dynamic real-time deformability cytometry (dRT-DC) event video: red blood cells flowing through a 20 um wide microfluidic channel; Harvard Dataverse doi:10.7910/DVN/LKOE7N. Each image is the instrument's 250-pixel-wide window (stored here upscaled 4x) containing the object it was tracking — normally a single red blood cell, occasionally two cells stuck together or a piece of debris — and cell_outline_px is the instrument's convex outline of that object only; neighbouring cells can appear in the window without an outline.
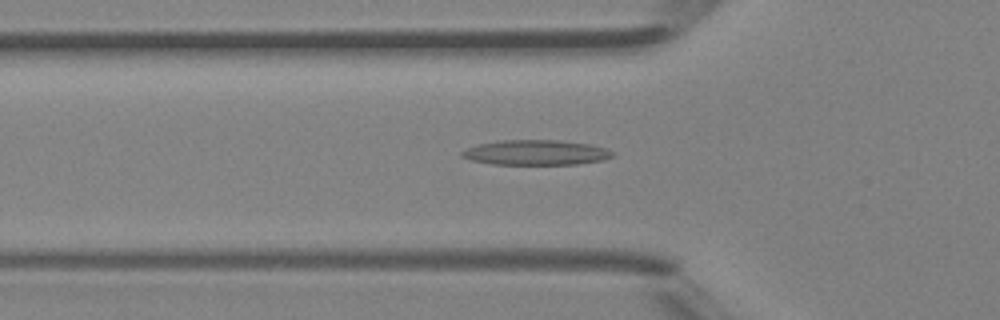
{"species": "Egyptian fruit bat (a non-hibernating species)", "species_latin": "Rousettus aegyptiacus", "temperature_condition": "room temperature", "stored_images_in_passage": 25, "camera_frame_rate_fps": 3000, "um_per_image_px": 0.085, "animal": {"sex": "female"}, "frame": {"image": 1, "passage_image": 3, "time_ms": 0.667, "image_size_px": [1000, 320], "cell_outline_px": [[612, 156], [604, 160], [576, 164], [492, 164], [472, 160], [460, 156], [460, 152], [468, 148], [480, 144], [500, 140], [556, 140], [588, 144], [604, 148], [612, 152]], "centroid_in_image_um": [45.52, 12.97], "position_along_channel_um": 80.3, "area_um2": 21.68}}
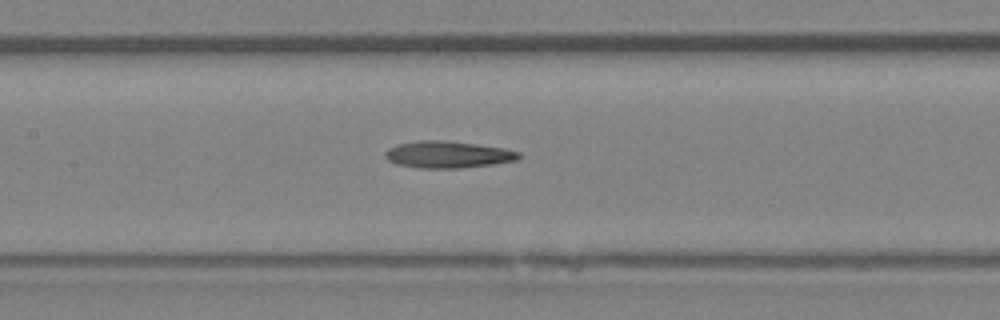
{"frame": {"image": 2, "passage_image": 9, "time_ms": 2.667, "image_size_px": [1000, 320], "cell_outline_px": [[520, 156], [516, 160], [492, 164], [460, 168], [420, 168], [396, 164], [388, 160], [384, 156], [384, 152], [388, 148], [396, 144], [420, 140], [440, 140], [476, 144], [504, 148], [520, 152]], "centroid_in_image_um": [38.02, 13.13], "position_along_channel_um": 169.4, "area_um2": 20.87}}
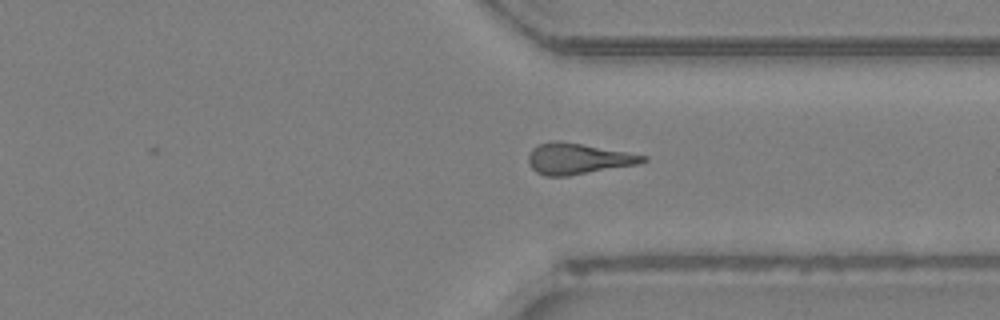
{"frame": {"image": 3, "passage_image": 22, "time_ms": 7.0, "image_size_px": [1000, 320], "cell_outline_px": [[648, 160], [636, 164], [568, 176], [544, 176], [536, 172], [532, 168], [528, 160], [528, 156], [532, 148], [540, 144], [556, 140], [560, 140], [648, 156]], "centroid_in_image_um": [49.09, 13.49], "position_along_channel_um": 362.3, "area_um2": 20.4}, "authors_computed_cell_mechanics": {"area_um2": 20.3456, "velocity_mm_per_s": 4.4512, "shape_relaxation_time_tau1_ms": null, "shape_relaxation_time_tau2_ms": 5.1906, "deformation_change_tau1": null, "deformation_change_tau2": 0.1841}}